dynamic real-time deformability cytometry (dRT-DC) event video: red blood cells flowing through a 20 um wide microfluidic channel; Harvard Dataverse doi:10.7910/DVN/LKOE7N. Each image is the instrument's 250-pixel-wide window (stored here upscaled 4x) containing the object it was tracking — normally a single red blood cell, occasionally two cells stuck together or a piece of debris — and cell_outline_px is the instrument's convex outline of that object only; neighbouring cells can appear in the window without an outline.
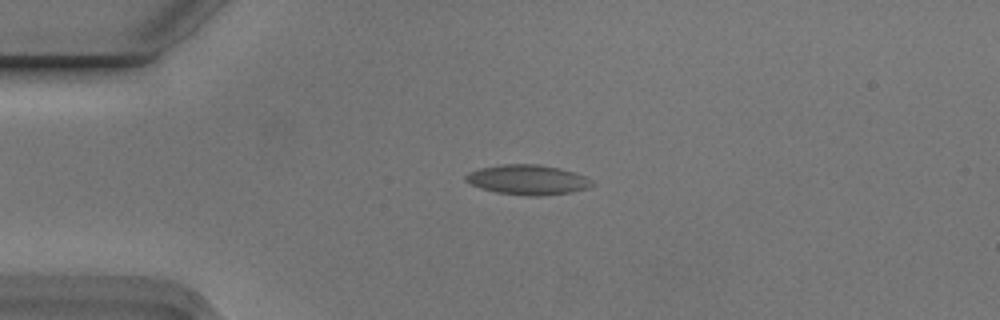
{"species": "Egyptian fruit bat (a non-hibernating species)", "species_latin": "Rousettus aegyptiacus", "temperature_condition": "cold", "stored_images_in_passage": 3, "camera_frame_rate_fps": 3000, "um_per_image_px": 0.085, "animal": {"sex": "male"}, "frame": {"image": 1, "passage_image": 3, "time_ms": 0.667, "image_size_px": [1000, 320], "cell_outline_px": [[592, 184], [588, 188], [572, 192], [540, 196], [528, 196], [496, 192], [480, 188], [464, 180], [464, 176], [468, 172], [480, 168], [500, 164], [540, 164], [560, 168], [576, 172], [592, 180]], "centroid_in_image_um": [44.84, 15.27], "position_along_channel_um": 40.2, "area_um2": 22.14}}